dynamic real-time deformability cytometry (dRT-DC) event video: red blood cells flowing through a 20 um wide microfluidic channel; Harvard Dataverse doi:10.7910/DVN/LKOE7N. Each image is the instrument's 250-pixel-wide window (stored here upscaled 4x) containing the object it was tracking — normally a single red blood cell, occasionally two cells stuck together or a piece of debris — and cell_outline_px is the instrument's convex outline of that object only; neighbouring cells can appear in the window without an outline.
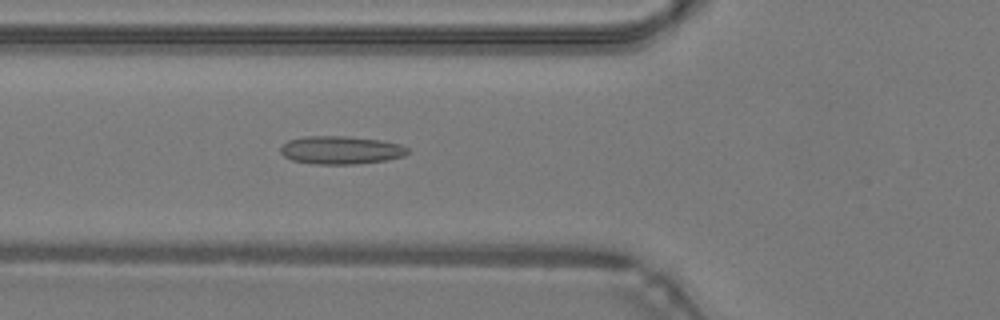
{"species": "common noctule bat (a hibernating species)", "species_latin": "Nyctalus noctula", "temperature_condition": "warm", "stored_images_in_passage": 35, "camera_frame_rate_fps": 3000, "um_per_image_px": 0.085, "animal": {"sex": "male", "body_mass_g": 19.2, "forearm_length_mm": 51.8}, "frame": {"image": 1, "passage_image": 5, "time_ms": 1.333, "image_size_px": [1000, 320], "cell_outline_px": [[408, 152], [404, 156], [388, 160], [352, 164], [316, 164], [292, 160], [284, 156], [280, 152], [280, 148], [288, 140], [304, 136], [348, 136], [384, 140], [400, 144], [408, 148]], "centroid_in_image_um": [28.99, 12.75], "position_along_channel_um": 96.8, "area_um2": 20.92}}
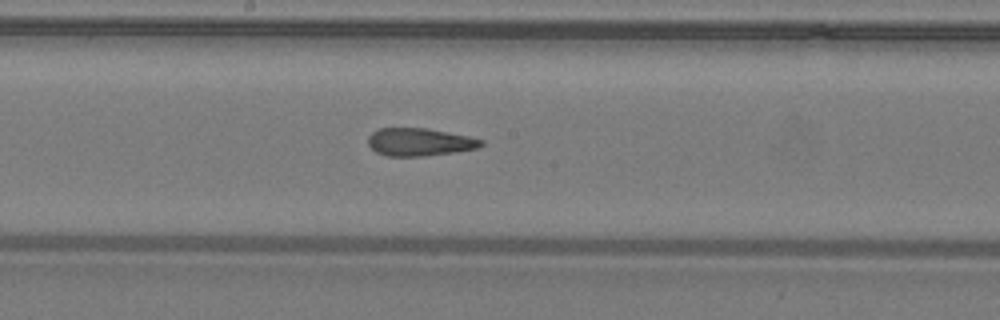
{"frame": {"image": 2, "passage_image": 13, "time_ms": 4.0, "image_size_px": [1000, 320], "cell_outline_px": [[484, 144], [480, 148], [424, 156], [388, 156], [376, 152], [368, 144], [368, 136], [372, 132], [380, 128], [424, 128], [468, 136], [484, 140]], "centroid_in_image_um": [35.66, 12.07], "position_along_channel_um": 212.5, "area_um2": 18.21}}
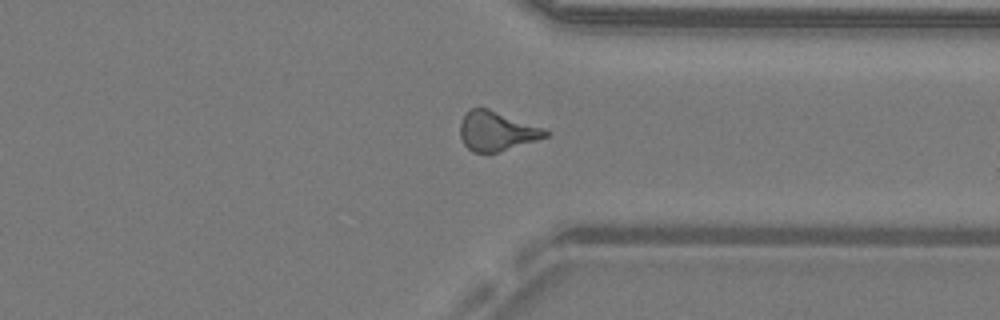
{"frame": {"image": 3, "passage_image": 24, "time_ms": 7.667, "image_size_px": [1000, 320], "cell_outline_px": [[548, 136], [536, 140], [496, 152], [472, 152], [464, 144], [460, 136], [460, 124], [464, 112], [472, 108], [488, 108], [544, 128], [548, 132]], "centroid_in_image_um": [42.17, 11.12], "position_along_channel_um": 369.2, "area_um2": 19.36}, "authors_computed_cell_mechanics": {"area_um2": 18.9006, "velocity_mm_per_s": 4.3051, "shape_relaxation_time_tau1_ms": null, "shape_relaxation_time_tau2_ms": 2.273, "deformation_change_tau1": null, "deformation_change_tau2": 0.1268}}